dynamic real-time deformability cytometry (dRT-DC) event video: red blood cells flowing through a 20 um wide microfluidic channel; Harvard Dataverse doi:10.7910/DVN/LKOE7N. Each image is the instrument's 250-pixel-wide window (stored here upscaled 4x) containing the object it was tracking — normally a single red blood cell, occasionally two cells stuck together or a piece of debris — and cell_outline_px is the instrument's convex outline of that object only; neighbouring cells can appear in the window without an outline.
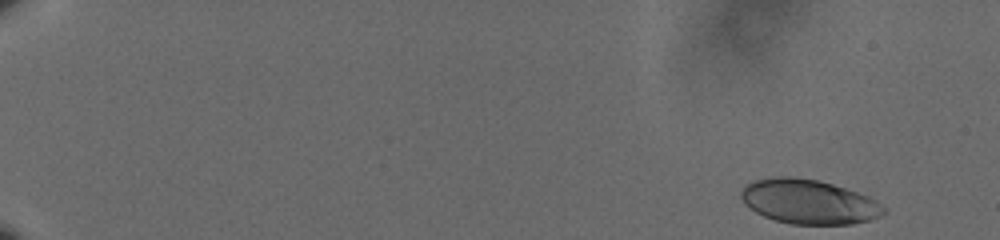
{"species": "human", "species_latin": "Homo sapiens", "temperature_condition": "cold", "stored_images_in_passage": 56, "camera_frame_rate_fps": 3000, "um_per_image_px": 0.085, "donor": {"sex": "male"}, "frame": {"image": 1, "passage_image": 1, "time_ms": 0.0, "image_size_px": [1000, 240], "cell_outline_px": [[884, 212], [880, 216], [868, 220], [852, 224], [792, 224], [776, 220], [764, 216], [756, 212], [744, 204], [740, 196], [740, 192], [752, 180], [772, 176], [792, 176], [820, 180], [868, 196], [880, 204], [884, 208]], "centroid_in_image_um": [68.69, 17.13], "position_along_channel_um": 16.3, "area_um2": 36.82}}
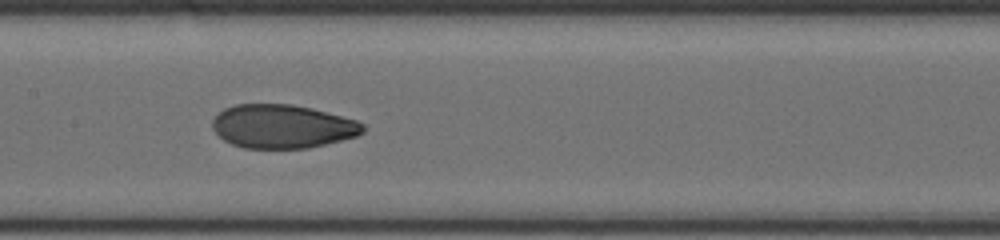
{"frame": {"image": 2, "passage_image": 30, "time_ms": 9.667, "image_size_px": [1000, 240], "cell_outline_px": [[364, 132], [356, 136], [308, 148], [244, 148], [232, 144], [224, 140], [212, 128], [212, 120], [224, 108], [236, 104], [292, 104], [312, 108], [356, 120], [364, 124]], "centroid_in_image_um": [23.99, 10.74], "position_along_channel_um": 183.4, "area_um2": 38.15}}
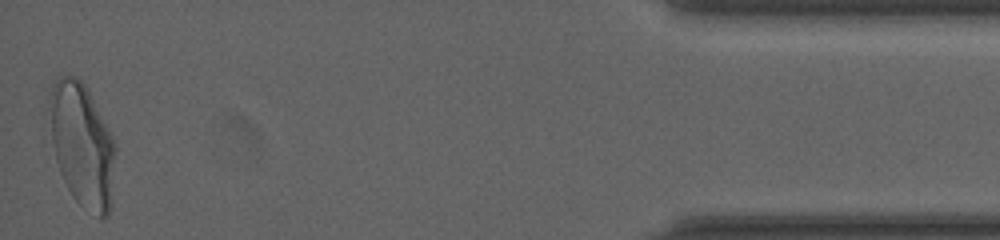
{"frame": {"image": 3, "passage_image": 56, "time_ms": 18.333, "image_size_px": [1000, 240], "cell_outline_px": [[116, 148], [112, 204], [108, 216], [100, 220], [80, 204], [72, 196], [60, 172], [56, 160], [52, 140], [48, 100], [52, 84], [60, 76], [72, 76], [80, 80], [84, 84], [112, 136]], "centroid_in_image_um": [7.0, 12.38], "position_along_channel_um": 428.2, "area_um2": 47.4}, "authors_computed_cell_mechanics": {"area_um2": 38.4948, "velocity_mm_per_s": 3.6106, "shape_relaxation_time_tau1_ms": 6.2697, "shape_relaxation_time_tau2_ms": 1.1024, "deformation_change_tau1": 0.1915, "deformation_change_tau2": 0.0526}}